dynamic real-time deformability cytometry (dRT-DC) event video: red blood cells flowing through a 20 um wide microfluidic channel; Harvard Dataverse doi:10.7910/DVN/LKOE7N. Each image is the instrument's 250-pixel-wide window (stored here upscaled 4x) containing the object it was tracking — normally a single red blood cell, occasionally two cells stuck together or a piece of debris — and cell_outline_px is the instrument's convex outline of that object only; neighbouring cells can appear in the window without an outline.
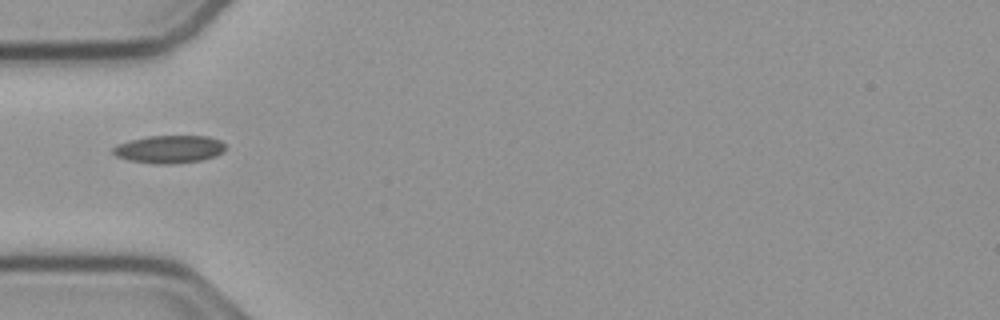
{"species": "common noctule bat (a hibernating species)", "species_latin": "Nyctalus noctula", "temperature_condition": "cold", "stored_images_in_passage": 3, "camera_frame_rate_fps": 3000, "um_per_image_px": 0.085, "animal": {"sex": "male", "body_mass_g": 23.1, "forearm_length_mm": 52.7}, "frame": {"image": 1, "passage_image": 1, "time_ms": 0.0, "image_size_px": [1000, 320], "cell_outline_px": [[224, 152], [216, 156], [200, 160], [172, 164], [156, 164], [128, 160], [116, 156], [112, 152], [112, 148], [116, 144], [148, 136], [208, 136], [220, 140], [224, 144]], "centroid_in_image_um": [14.38, 12.68], "position_along_channel_um": 70.6, "area_um2": 18.21}}